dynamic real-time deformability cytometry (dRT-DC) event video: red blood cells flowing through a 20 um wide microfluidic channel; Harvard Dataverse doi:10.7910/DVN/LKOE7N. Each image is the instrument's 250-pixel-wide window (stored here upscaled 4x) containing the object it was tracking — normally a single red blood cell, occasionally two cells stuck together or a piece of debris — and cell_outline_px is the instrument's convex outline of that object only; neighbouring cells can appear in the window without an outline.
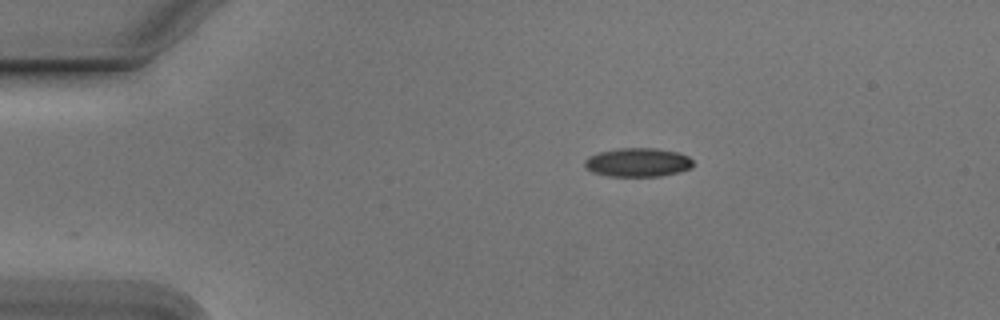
{"species": "Egyptian fruit bat (a non-hibernating species)", "species_latin": "Rousettus aegyptiacus", "temperature_condition": "cold", "stored_images_in_passage": 45, "camera_frame_rate_fps": 3000, "um_per_image_px": 0.085, "animal": {"sex": "male"}, "frame": {"image": 1, "passage_image": 1, "time_ms": 0.0, "image_size_px": [1000, 320], "cell_outline_px": [[692, 168], [660, 176], [612, 176], [592, 172], [584, 164], [584, 160], [588, 156], [600, 152], [620, 148], [656, 148], [676, 152], [688, 156], [692, 160]], "centroid_in_image_um": [54.21, 13.79], "position_along_channel_um": 30.8, "area_um2": 17.98}}
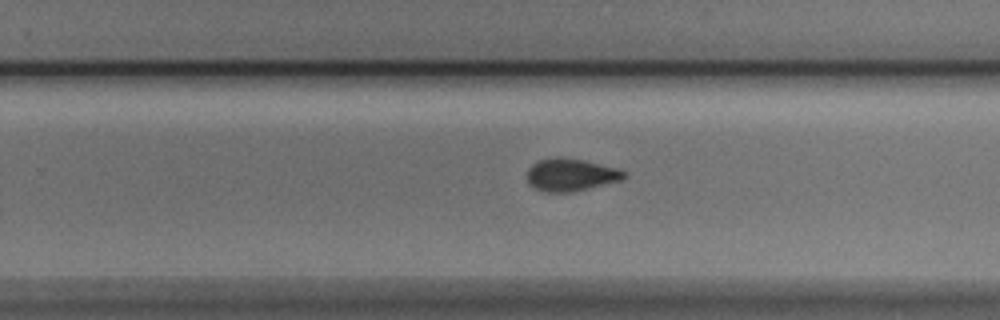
{"frame": {"image": 2, "passage_image": 25, "time_ms": 8.0, "image_size_px": [1000, 320], "cell_outline_px": [[628, 176], [624, 180], [572, 192], [544, 192], [528, 184], [528, 168], [532, 164], [540, 160], [556, 156], [584, 160], [616, 168], [624, 172]], "centroid_in_image_um": [48.53, 14.86], "position_along_channel_um": 281.3, "area_um2": 18.44}}
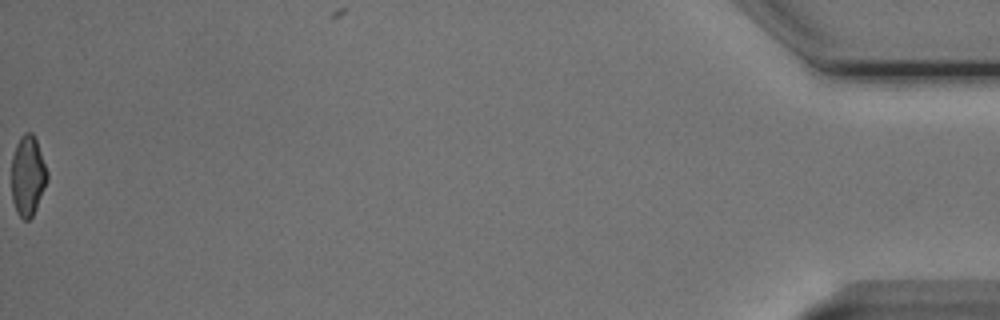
{"frame": {"image": 3, "passage_image": 45, "time_ms": 14.667, "image_size_px": [1000, 320], "cell_outline_px": [[48, 180], [36, 208], [32, 216], [28, 220], [24, 220], [16, 212], [12, 200], [12, 156], [16, 144], [20, 136], [24, 132], [32, 132], [36, 140], [48, 172]], "centroid_in_image_um": [2.36, 14.93], "position_along_channel_um": 432.8, "area_um2": 16.7}, "authors_computed_cell_mechanics": {"area_um2": 18.207, "velocity_mm_per_s": 3.8151, "shape_relaxation_time_tau1_ms": 4.1745, "shape_relaxation_time_tau2_ms": 2.3718, "deformation_change_tau1": 0.1227, "deformation_change_tau2": 0.0889}}